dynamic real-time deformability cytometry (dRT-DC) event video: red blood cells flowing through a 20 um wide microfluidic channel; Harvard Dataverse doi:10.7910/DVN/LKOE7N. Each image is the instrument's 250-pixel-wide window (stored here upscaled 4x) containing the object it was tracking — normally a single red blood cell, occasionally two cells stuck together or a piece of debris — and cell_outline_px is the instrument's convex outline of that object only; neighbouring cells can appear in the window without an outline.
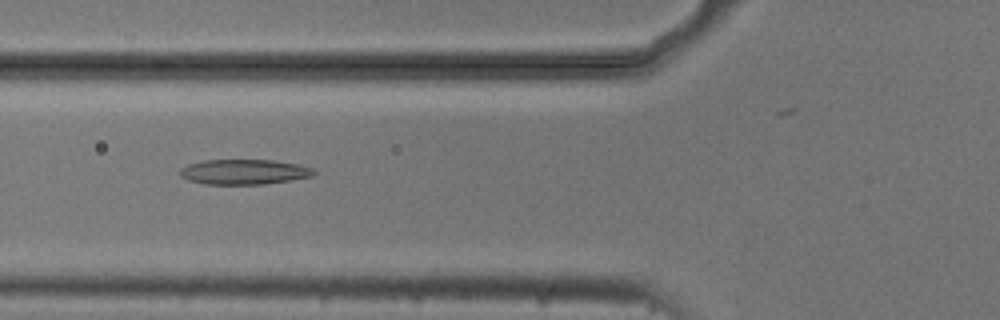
{"species": "common noctule bat (a hibernating species)", "species_latin": "Nyctalus noctula", "temperature_condition": "cold", "stored_images_in_passage": 54, "camera_frame_rate_fps": 3000, "um_per_image_px": 0.085, "animal": {"sex": "male", "body_mass_g": 20.5, "forearm_length_mm": 52.5}, "frame": {"image": 1, "passage_image": 20, "time_ms": 6.333, "image_size_px": [1000, 320], "cell_outline_px": [[316, 172], [312, 176], [292, 180], [264, 184], [208, 184], [188, 180], [180, 176], [180, 168], [188, 164], [204, 160], [272, 160], [296, 164], [312, 168]], "centroid_in_image_um": [20.73, 14.61], "position_along_channel_um": 105.1, "area_um2": 19.48}}
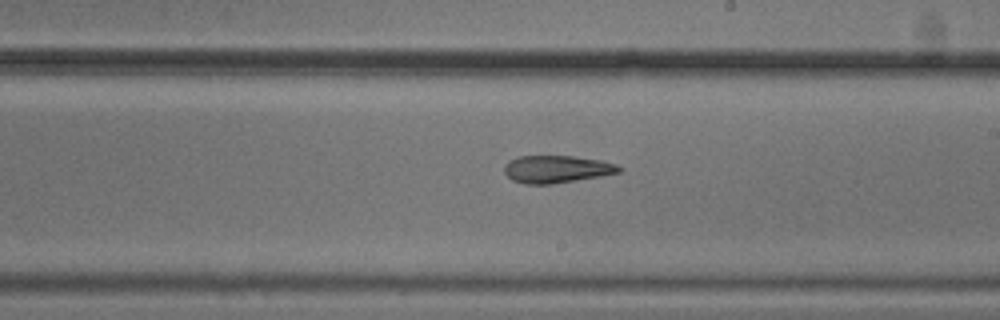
{"frame": {"image": 2, "passage_image": 31, "time_ms": 10.0, "image_size_px": [1000, 320], "cell_outline_px": [[624, 168], [620, 172], [600, 176], [552, 184], [524, 184], [512, 180], [504, 172], [504, 164], [508, 160], [516, 156], [572, 156], [600, 160], [616, 164]], "centroid_in_image_um": [47.28, 14.37], "position_along_channel_um": 241.7, "area_um2": 18.44}}
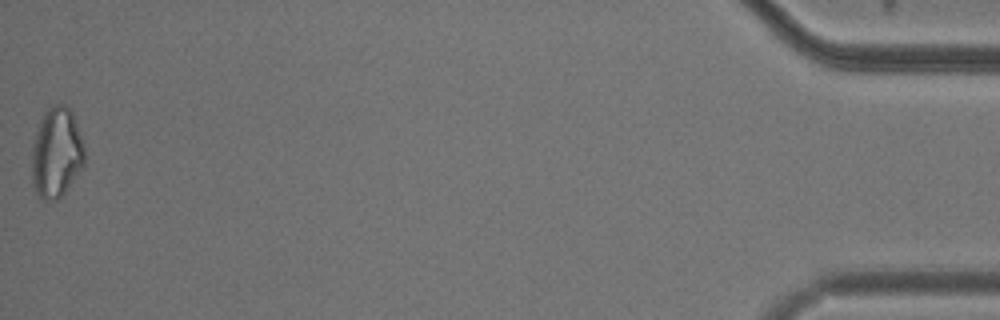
{"frame": {"image": 3, "passage_image": 54, "time_ms": 17.667, "image_size_px": [1000, 320], "cell_outline_px": [[84, 164], [64, 192], [56, 200], [44, 200], [36, 192], [32, 184], [32, 144], [36, 132], [44, 112], [48, 108], [56, 104], [64, 104], [72, 112], [84, 148]], "centroid_in_image_um": [4.77, 12.98], "position_along_channel_um": 430.4, "area_um2": 27.28}, "authors_computed_cell_mechanics": {"area_um2": 21.097, "velocity_mm_per_s": 3.6972, "shape_relaxation_time_tau1_ms": 8.059, "shape_relaxation_time_tau2_ms": 3.2538, "deformation_change_tau1": 0.1883, "deformation_change_tau2": 0.1247}}